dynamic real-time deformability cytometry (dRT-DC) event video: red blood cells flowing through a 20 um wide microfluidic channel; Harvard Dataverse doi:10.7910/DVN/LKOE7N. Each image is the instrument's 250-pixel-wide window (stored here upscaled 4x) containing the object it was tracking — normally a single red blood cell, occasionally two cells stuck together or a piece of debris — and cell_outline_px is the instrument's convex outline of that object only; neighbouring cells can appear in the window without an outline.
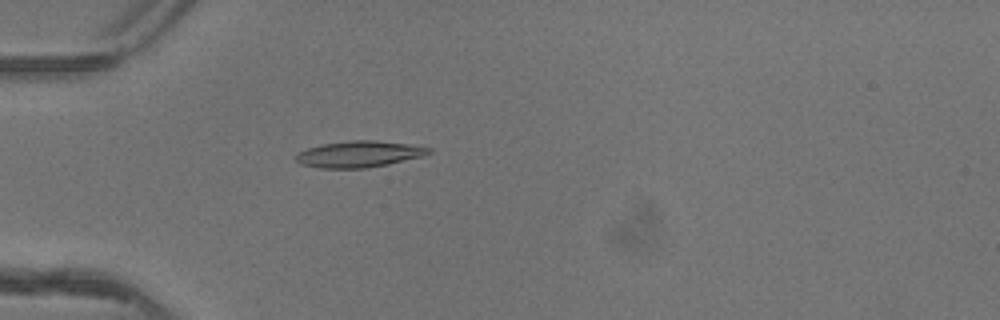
{"species": "common noctule bat (a hibernating species)", "species_latin": "Nyctalus noctula", "temperature_condition": "warm", "stored_images_in_passage": 41, "camera_frame_rate_fps": 3000, "um_per_image_px": 0.085, "animal": {"sex": "female"}, "frame": {"image": 1, "passage_image": 6, "time_ms": 1.667, "image_size_px": [1000, 320], "cell_outline_px": [[432, 152], [424, 156], [388, 164], [364, 168], [320, 168], [300, 164], [296, 160], [296, 152], [320, 144], [348, 140], [372, 140], [408, 144], [432, 148]], "centroid_in_image_um": [30.5, 13.09], "position_along_channel_um": 54.5, "area_um2": 20.46}}
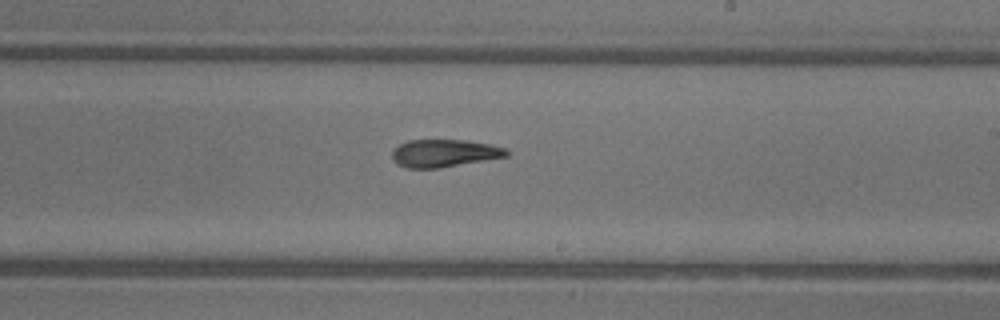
{"frame": {"image": 2, "passage_image": 21, "time_ms": 6.667, "image_size_px": [1000, 320], "cell_outline_px": [[508, 156], [440, 168], [408, 168], [396, 164], [392, 160], [392, 152], [400, 144], [408, 140], [464, 140], [488, 144], [504, 148], [508, 152]], "centroid_in_image_um": [37.72, 13.03], "position_along_channel_um": 251.3, "area_um2": 18.26}}
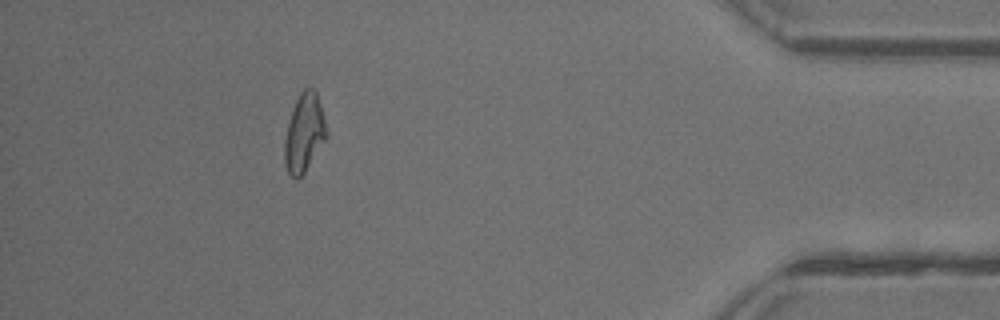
{"frame": {"image": 3, "passage_image": 36, "time_ms": 11.667, "image_size_px": [1000, 320], "cell_outline_px": [[328, 136], [304, 172], [296, 180], [288, 172], [284, 164], [284, 140], [288, 124], [296, 100], [300, 92], [304, 88], [316, 88], [328, 132]], "centroid_in_image_um": [25.87, 11.28], "position_along_channel_um": 409.3, "area_um2": 19.07}, "authors_computed_cell_mechanics": {"area_um2": 18.9006, "velocity_mm_per_s": 4.1664, "shape_relaxation_time_tau1_ms": 5.0947, "shape_relaxation_time_tau2_ms": 3.2079, "deformation_change_tau1": 0.1777, "deformation_change_tau2": 0.1146}}